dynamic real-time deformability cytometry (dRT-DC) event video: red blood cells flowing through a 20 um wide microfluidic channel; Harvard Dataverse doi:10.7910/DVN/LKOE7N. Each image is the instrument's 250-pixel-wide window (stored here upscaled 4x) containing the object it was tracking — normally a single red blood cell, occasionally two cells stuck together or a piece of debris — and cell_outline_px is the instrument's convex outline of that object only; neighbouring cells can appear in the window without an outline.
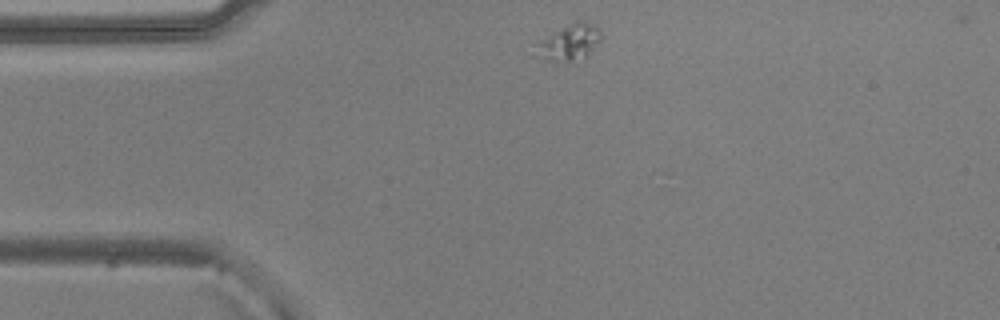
{"species": "common noctule bat (a hibernating species)", "species_latin": "Nyctalus noctula", "temperature_condition": "warm", "stored_images_in_passage": 41, "camera_frame_rate_fps": 3000, "um_per_image_px": 0.085, "animal": {"sex": "male", "body_mass_g": 20.5, "forearm_length_mm": 52.5}, "frame": {"image": 1, "passage_image": 1, "time_ms": 0.0, "image_size_px": [1000, 320], "cell_outline_px": [[600, 40], [588, 56], [584, 60], [556, 64], [528, 56], [536, 44], [552, 32], [576, 20], [584, 20], [600, 28]], "centroid_in_image_um": [48.28, 3.69], "position_along_channel_um": 36.7, "area_um2": 14.8}}
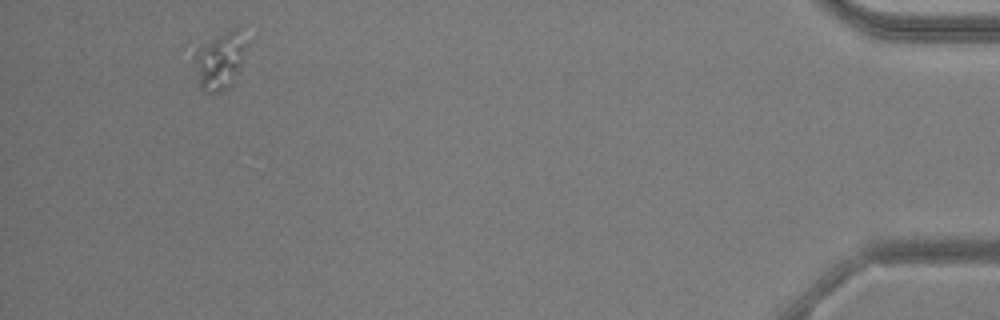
{"frame": {"image": 2, "passage_image": 40, "time_ms": 13.0, "image_size_px": [1000, 320], "cell_outline_px": [[244, 44], [240, 60], [232, 84], [228, 88], [216, 92], [204, 92], [200, 88], [192, 60], [192, 56], [200, 48], [212, 40], [232, 28], [236, 28]], "centroid_in_image_um": [18.58, 5.23], "position_along_channel_um": 416.6, "area_um2": 16.18}}